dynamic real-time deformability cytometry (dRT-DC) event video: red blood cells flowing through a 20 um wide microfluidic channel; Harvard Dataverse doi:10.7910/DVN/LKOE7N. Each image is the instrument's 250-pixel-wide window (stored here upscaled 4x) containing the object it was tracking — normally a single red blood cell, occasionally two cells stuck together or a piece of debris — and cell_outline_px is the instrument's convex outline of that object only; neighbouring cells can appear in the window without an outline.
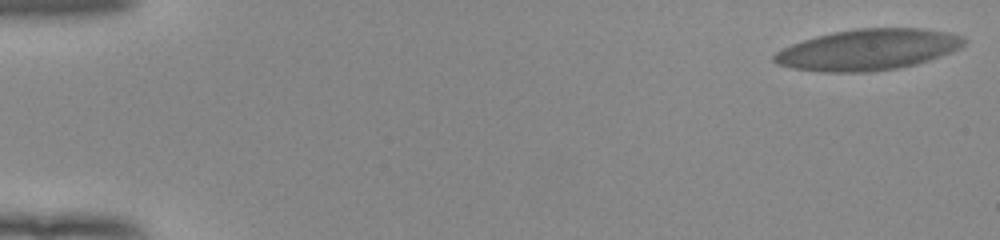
{"species": "human", "species_latin": "Homo sapiens", "temperature_condition": "room temperature", "stored_images_in_passage": 54, "camera_frame_rate_fps": 3000, "um_per_image_px": 0.085, "donor": {"sex": "female"}, "frame": {"image": 1, "passage_image": 1, "time_ms": 0.0, "image_size_px": [1000, 240], "cell_outline_px": [[964, 44], [960, 48], [952, 52], [916, 64], [900, 68], [868, 72], [820, 72], [792, 68], [776, 64], [772, 60], [772, 56], [776, 52], [792, 44], [816, 36], [832, 32], [856, 28], [920, 28], [948, 32], [964, 36]], "centroid_in_image_um": [73.77, 4.22], "position_along_channel_um": 11.2, "area_um2": 45.55}}
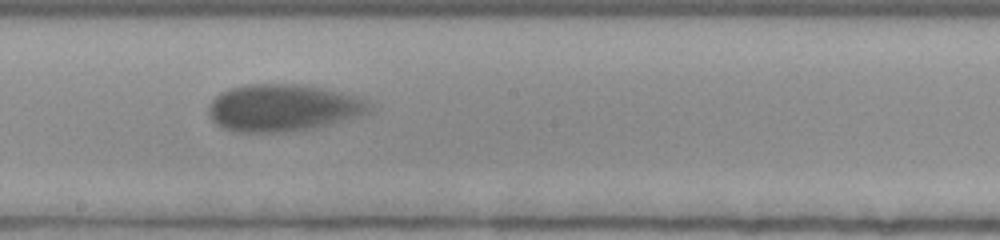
{"frame": {"image": 2, "passage_image": 31, "time_ms": 10.0, "image_size_px": [1000, 240], "cell_outline_px": [[372, 112], [360, 116], [332, 124], [316, 128], [284, 132], [236, 132], [224, 128], [216, 124], [212, 120], [208, 112], [208, 104], [220, 92], [232, 88], [248, 84], [300, 84], [340, 92], [356, 96], [372, 104]], "centroid_in_image_um": [24.07, 9.17], "position_along_channel_um": 224.1, "area_um2": 44.33}}
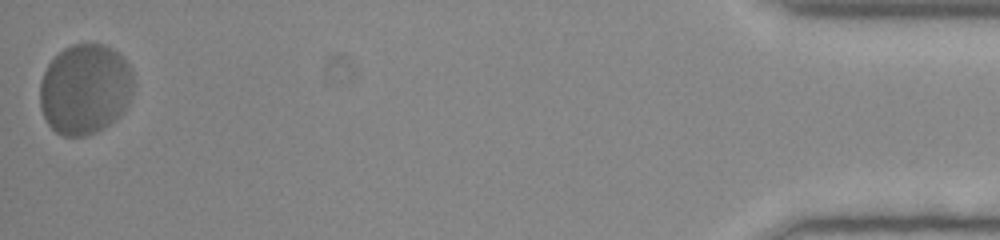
{"frame": {"image": 3, "passage_image": 54, "time_ms": 17.667, "image_size_px": [1000, 240], "cell_outline_px": [[132, 96], [124, 112], [116, 120], [96, 132], [88, 136], [64, 136], [56, 132], [48, 124], [40, 108], [40, 84], [44, 72], [48, 64], [64, 48], [72, 44], [104, 44], [112, 48], [124, 56], [132, 72]], "centroid_in_image_um": [7.24, 7.58], "position_along_channel_um": 428.0, "area_um2": 49.71}, "authors_computed_cell_mechanics": {"area_um2": 44.5349, "velocity_mm_per_s": 3.7509, "shape_relaxation_time_tau1_ms": 2.8327, "shape_relaxation_time_tau2_ms": null, "deformation_change_tau1": 0.1248, "deformation_change_tau2": null}}